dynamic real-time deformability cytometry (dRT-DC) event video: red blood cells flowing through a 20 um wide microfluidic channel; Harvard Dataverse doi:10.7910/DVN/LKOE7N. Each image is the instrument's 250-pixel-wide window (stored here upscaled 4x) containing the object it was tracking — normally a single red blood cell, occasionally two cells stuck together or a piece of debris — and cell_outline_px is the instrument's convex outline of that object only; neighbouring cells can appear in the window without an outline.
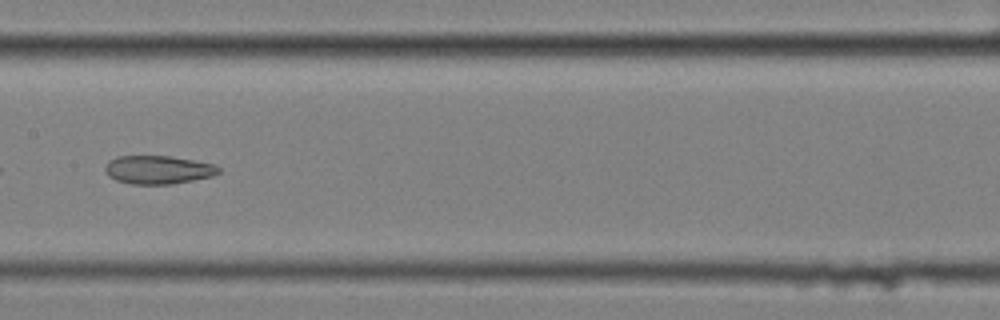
{"species": "common noctule bat (a hibernating species)", "species_latin": "Nyctalus noctula", "temperature_condition": "cold", "stored_images_in_passage": 9, "camera_frame_rate_fps": 3000, "um_per_image_px": 0.085, "animal": {"sex": "female", "body_mass_g": 25.1}, "frame": {"image": 1, "passage_image": 8, "time_ms": 2.333, "image_size_px": [1000, 320], "cell_outline_px": [[220, 172], [212, 176], [172, 184], [132, 184], [116, 180], [108, 176], [104, 168], [108, 160], [116, 156], [172, 156], [216, 164], [220, 168]], "centroid_in_image_um": [13.43, 14.42], "position_along_channel_um": 194.0, "area_um2": 18.9}}
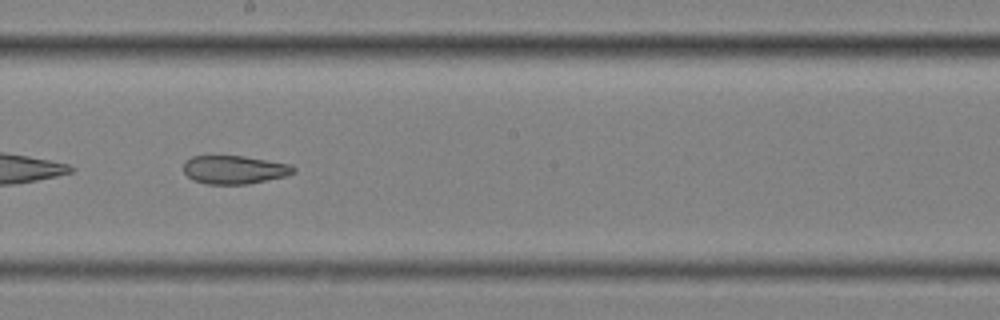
{"frame": {"image": 2, "passage_image": 9, "time_ms": 2.667, "image_size_px": [1000, 320], "cell_outline_px": [[296, 172], [284, 176], [248, 184], [208, 184], [192, 180], [184, 172], [184, 160], [192, 156], [244, 156], [292, 164], [296, 168]], "centroid_in_image_um": [19.92, 14.42], "position_along_channel_um": 228.3, "area_um2": 18.26}}